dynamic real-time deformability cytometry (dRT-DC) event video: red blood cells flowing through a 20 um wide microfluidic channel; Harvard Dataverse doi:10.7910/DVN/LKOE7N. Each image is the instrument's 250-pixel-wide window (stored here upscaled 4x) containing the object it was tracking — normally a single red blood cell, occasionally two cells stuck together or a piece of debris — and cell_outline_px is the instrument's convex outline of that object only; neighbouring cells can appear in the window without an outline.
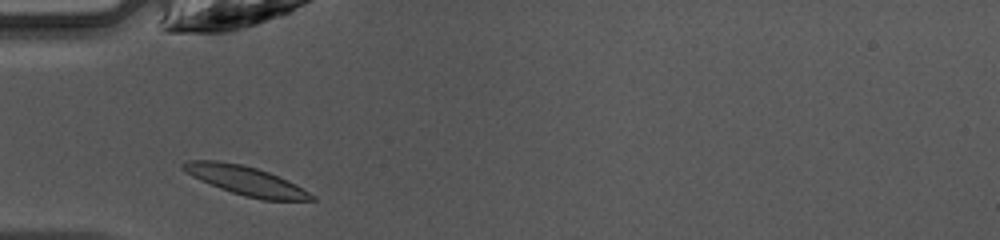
{"species": "common noctule bat (a hibernating species)", "species_latin": "Nyctalus noctula", "temperature_condition": "warm", "stored_images_in_passage": 29, "camera_frame_rate_fps": 3000, "um_per_image_px": 0.085, "animal": {"sex": "female", "body_mass_g": 10.0, "forearm_length_mm": 53.1}, "frame": {"image": 1, "passage_image": 2, "time_ms": 0.333, "image_size_px": [1000, 240], "cell_outline_px": [[316, 200], [260, 200], [244, 196], [220, 188], [200, 180], [192, 176], [180, 168], [180, 164], [188, 160], [216, 160], [244, 164], [268, 172], [288, 180], [316, 196]], "centroid_in_image_um": [20.87, 15.34], "position_along_channel_um": 64.1, "area_um2": 21.79}}
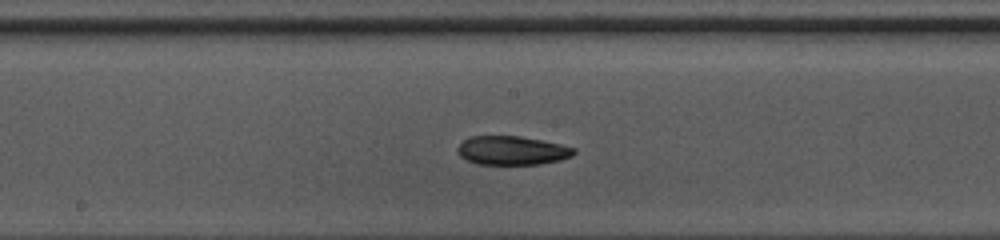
{"frame": {"image": 2, "passage_image": 12, "time_ms": 3.667, "image_size_px": [1000, 240], "cell_outline_px": [[576, 152], [572, 156], [560, 160], [540, 164], [476, 164], [464, 160], [460, 156], [456, 148], [464, 140], [472, 136], [520, 136], [560, 144], [576, 148]], "centroid_in_image_um": [43.51, 12.8], "position_along_channel_um": 204.7, "area_um2": 19.59}}
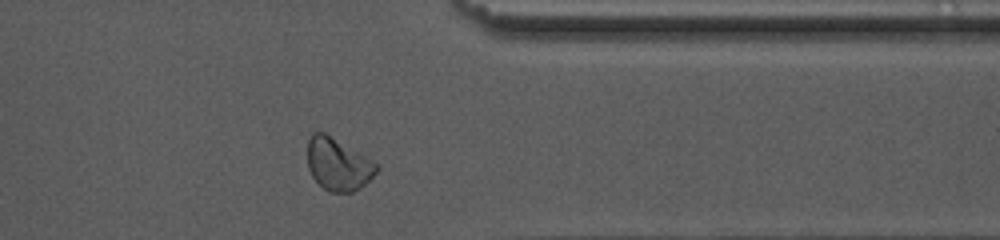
{"frame": {"image": 3, "passage_image": 25, "time_ms": 8.0, "image_size_px": [1000, 240], "cell_outline_px": [[380, 168], [360, 188], [352, 192], [328, 192], [312, 176], [308, 168], [308, 140], [312, 132], [324, 132], [380, 164]], "centroid_in_image_um": [28.74, 13.96], "position_along_channel_um": 382.7, "area_um2": 20.98}, "authors_computed_cell_mechanics": {"area_um2": 20.1144, "velocity_mm_per_s": 4.2434, "shape_relaxation_time_tau1_ms": 4.807, "shape_relaxation_time_tau2_ms": 4.0077, "deformation_change_tau1": 0.1603, "deformation_change_tau2": 0.0986}}